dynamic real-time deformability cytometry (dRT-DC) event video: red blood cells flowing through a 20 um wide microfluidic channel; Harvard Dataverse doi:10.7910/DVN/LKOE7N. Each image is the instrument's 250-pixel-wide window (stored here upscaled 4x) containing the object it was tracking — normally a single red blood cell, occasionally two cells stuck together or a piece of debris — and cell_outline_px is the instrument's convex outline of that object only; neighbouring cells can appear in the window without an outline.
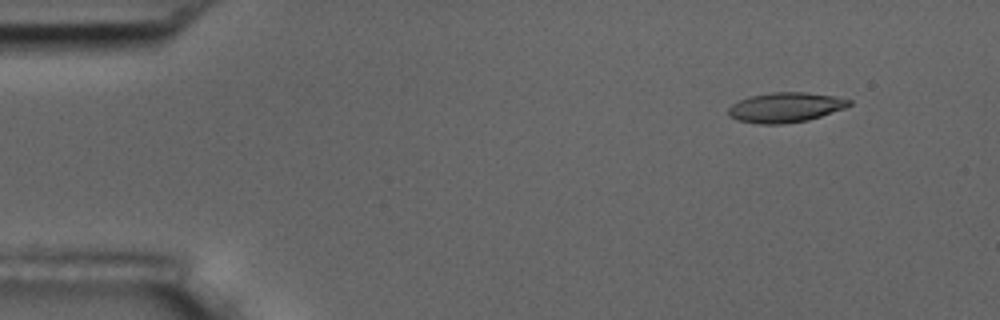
{"species": "common noctule bat (a hibernating species)", "species_latin": "Nyctalus noctula", "temperature_condition": "room temperature", "stored_images_in_passage": 51, "camera_frame_rate_fps": 3000, "um_per_image_px": 0.085, "animal": {"sex": "male", "body_mass_g": 17.5, "forearm_length_mm": 52.3}, "frame": {"image": 1, "passage_image": 1, "time_ms": 0.0, "image_size_px": [1000, 320], "cell_outline_px": [[852, 104], [844, 108], [808, 120], [780, 124], [756, 124], [736, 120], [728, 116], [728, 108], [732, 104], [740, 100], [752, 96], [772, 92], [804, 92], [832, 96], [852, 100]], "centroid_in_image_um": [66.73, 9.14], "position_along_channel_um": 18.3, "area_um2": 20.92}}
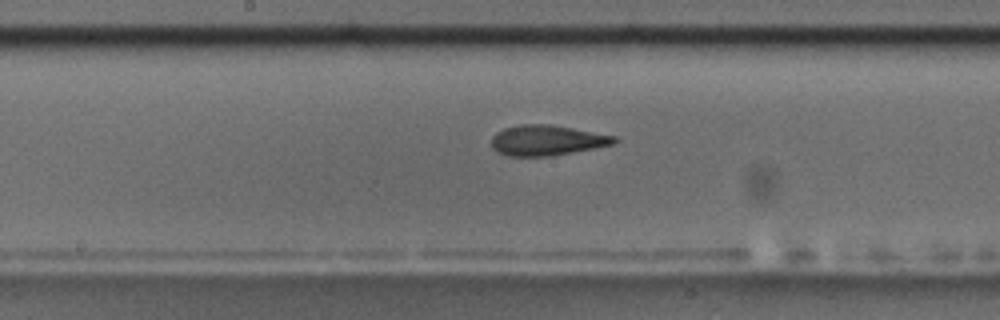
{"frame": {"image": 2, "passage_image": 24, "time_ms": 7.667, "image_size_px": [1000, 320], "cell_outline_px": [[620, 140], [612, 144], [552, 156], [508, 156], [496, 152], [492, 148], [492, 136], [496, 132], [504, 128], [520, 124], [548, 124], [572, 128], [616, 136]], "centroid_in_image_um": [46.45, 11.92], "position_along_channel_um": 201.8, "area_um2": 21.68}}
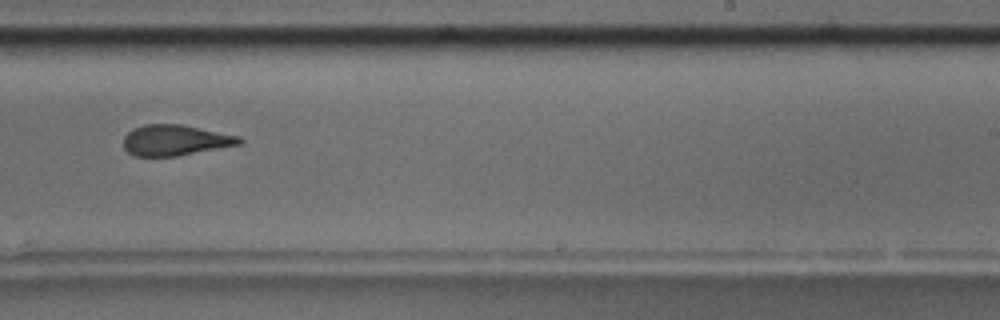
{"frame": {"image": 3, "passage_image": 30, "time_ms": 9.667, "image_size_px": [1000, 320], "cell_outline_px": [[244, 140], [240, 144], [176, 156], [132, 156], [124, 148], [124, 136], [132, 128], [144, 124], [180, 124], [240, 136]], "centroid_in_image_um": [14.86, 11.91], "position_along_channel_um": 274.1, "area_um2": 20.69}, "authors_computed_cell_mechanics": {"area_um2": 21.675, "velocity_mm_per_s": 3.6341, "shape_relaxation_time_tau1_ms": 9.3327, "shape_relaxation_time_tau2_ms": 2.4083, "deformation_change_tau1": 0.2573, "deformation_change_tau2": 0.1118}}